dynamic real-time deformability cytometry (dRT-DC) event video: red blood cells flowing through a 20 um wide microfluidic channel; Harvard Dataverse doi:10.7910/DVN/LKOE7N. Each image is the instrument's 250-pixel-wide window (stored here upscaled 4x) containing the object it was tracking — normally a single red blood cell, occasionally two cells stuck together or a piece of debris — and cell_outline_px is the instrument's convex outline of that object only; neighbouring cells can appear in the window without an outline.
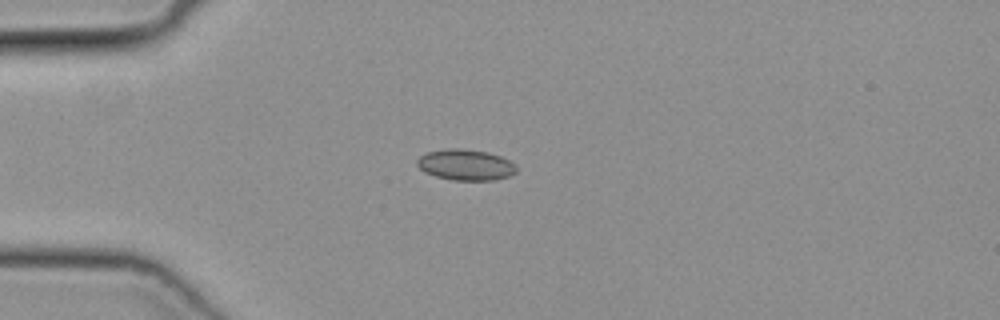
{"species": "common noctule bat (a hibernating species)", "species_latin": "Nyctalus noctula", "temperature_condition": "cold", "stored_images_in_passage": 48, "camera_frame_rate_fps": 3000, "um_per_image_px": 0.085, "animal": {"sex": "female", "body_mass_g": 19.3, "forearm_length_mm": 54.1}, "frame": {"image": 1, "passage_image": 12, "time_ms": 3.667, "image_size_px": [1000, 320], "cell_outline_px": [[516, 172], [508, 176], [492, 180], [452, 180], [436, 176], [424, 172], [416, 164], [416, 160], [420, 156], [428, 152], [452, 148], [460, 148], [488, 152], [500, 156], [516, 164]], "centroid_in_image_um": [39.57, 14.01], "position_along_channel_um": 45.4, "area_um2": 17.8}}
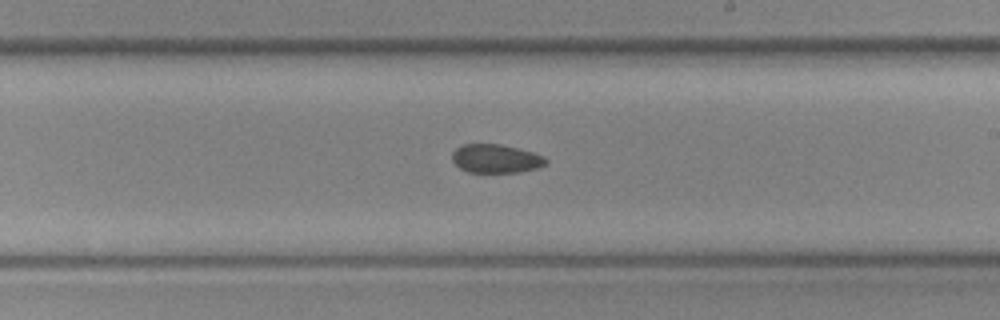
{"frame": {"image": 2, "passage_image": 28, "time_ms": 9.0, "image_size_px": [1000, 320], "cell_outline_px": [[548, 164], [540, 168], [520, 172], [468, 172], [460, 168], [452, 160], [452, 152], [456, 148], [464, 144], [500, 144], [532, 152], [544, 156], [548, 160]], "centroid_in_image_um": [42.18, 13.49], "position_along_channel_um": 246.8, "area_um2": 15.72}}
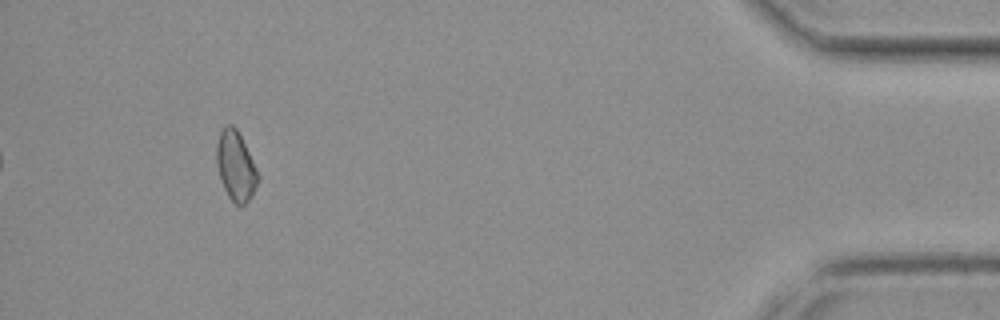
{"frame": {"image": 3, "passage_image": 45, "time_ms": 14.667, "image_size_px": [1000, 320], "cell_outline_px": [[260, 176], [252, 196], [240, 208], [228, 196], [224, 188], [216, 164], [216, 144], [220, 132], [224, 124], [232, 124], [236, 128]], "centroid_in_image_um": [20.02, 14.11], "position_along_channel_um": 415.2, "area_um2": 16.65}}